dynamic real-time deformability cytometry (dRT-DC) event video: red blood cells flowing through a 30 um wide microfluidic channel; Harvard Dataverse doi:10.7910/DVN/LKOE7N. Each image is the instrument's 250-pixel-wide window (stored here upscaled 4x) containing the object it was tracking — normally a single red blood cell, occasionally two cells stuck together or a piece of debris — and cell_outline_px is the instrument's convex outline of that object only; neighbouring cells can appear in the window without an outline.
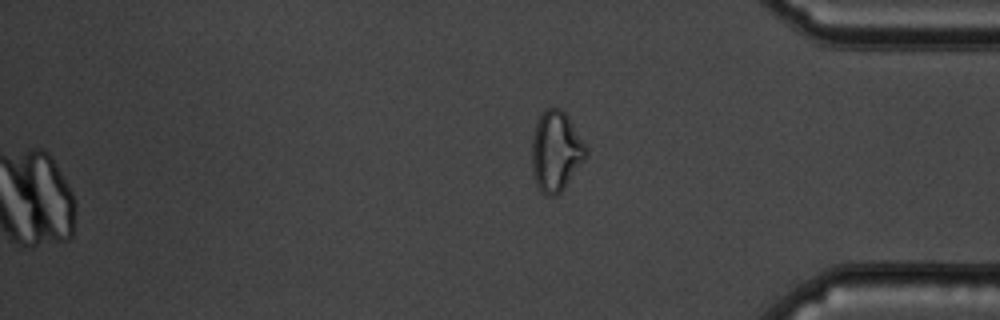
{"species": "common noctule bat (a hibernating species)", "species_latin": "Nyctalus noctula", "temperature_condition": "cold", "stored_images_in_passage": 56, "camera_frame_rate_fps": 3000, "um_per_image_px": 0.085, "animal": {"sex": "male", "body_mass_g": 19.5, "forearm_length_mm": 54.6}, "frame": {"image": 1, "passage_image": 56, "time_ms": 18.333, "image_size_px": [1000, 320], "cell_outline_px": [[588, 152], [584, 160], [564, 188], [556, 196], [544, 196], [540, 192], [536, 184], [532, 172], [532, 140], [536, 124], [540, 116], [548, 108], [560, 108], [564, 112], [588, 148]], "centroid_in_image_um": [47.24, 12.91], "position_along_channel_um": 388.0, "area_um2": 25.09}}